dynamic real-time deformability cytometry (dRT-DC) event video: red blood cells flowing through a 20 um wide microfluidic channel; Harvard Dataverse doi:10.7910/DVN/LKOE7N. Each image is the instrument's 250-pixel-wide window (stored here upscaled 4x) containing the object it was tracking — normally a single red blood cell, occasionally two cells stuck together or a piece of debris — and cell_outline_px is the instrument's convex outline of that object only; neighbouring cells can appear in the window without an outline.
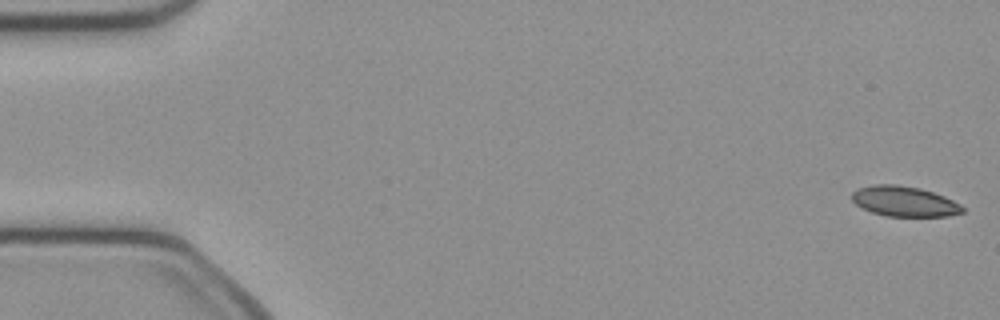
{"species": "common noctule bat (a hibernating species)", "species_latin": "Nyctalus noctula", "temperature_condition": "cold", "stored_images_in_passage": 50, "camera_frame_rate_fps": 3000, "um_per_image_px": 0.085, "animal": {"sex": "female", "body_mass_g": 21.9}, "frame": {"image": 1, "passage_image": 1, "time_ms": 0.0, "image_size_px": [1000, 320], "cell_outline_px": [[964, 212], [948, 216], [888, 216], [872, 212], [856, 204], [852, 200], [852, 192], [856, 188], [876, 184], [896, 184], [920, 188], [944, 196], [960, 204], [964, 208]], "centroid_in_image_um": [76.86, 17.11], "position_along_channel_um": 8.1, "area_um2": 19.42}}
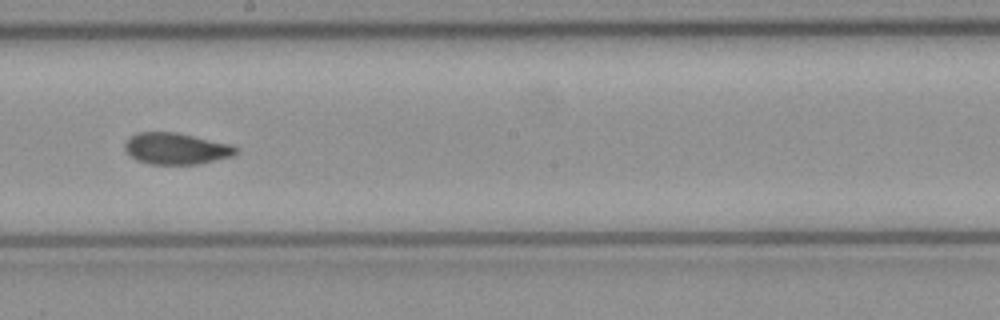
{"frame": {"image": 2, "passage_image": 28, "time_ms": 9.0, "image_size_px": [1000, 320], "cell_outline_px": [[240, 148], [232, 156], [196, 164], [148, 164], [136, 160], [124, 148], [124, 144], [136, 132], [176, 132], [232, 144]], "centroid_in_image_um": [14.99, 12.62], "position_along_channel_um": 233.2, "area_um2": 20.29}}
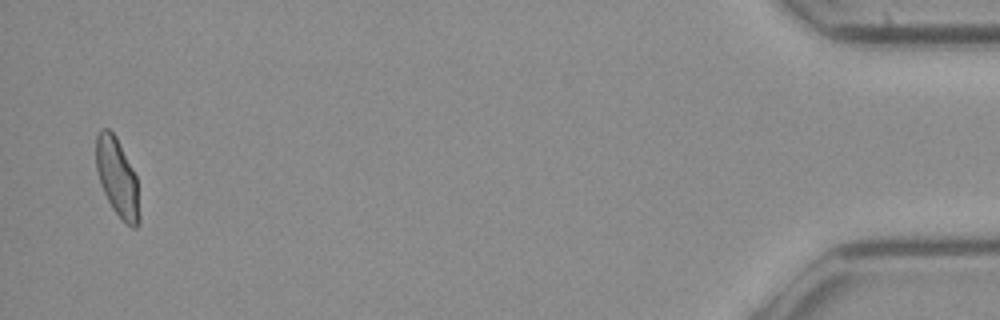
{"frame": {"image": 3, "passage_image": 49, "time_ms": 16.0, "image_size_px": [1000, 320], "cell_outline_px": [[140, 224], [136, 228], [132, 228], [112, 208], [100, 184], [96, 168], [96, 136], [100, 128], [108, 128], [116, 136], [136, 176], [140, 216]], "centroid_in_image_um": [9.97, 15.08], "position_along_channel_um": 425.2, "area_um2": 19.65}, "authors_computed_cell_mechanics": {"area_um2": 20.2878, "velocity_mm_per_s": 4.0582, "shape_relaxation_time_tau1_ms": 7.0631, "shape_relaxation_time_tau2_ms": 1.5282, "deformation_change_tau1": 0.1487, "deformation_change_tau2": 0.0503}}